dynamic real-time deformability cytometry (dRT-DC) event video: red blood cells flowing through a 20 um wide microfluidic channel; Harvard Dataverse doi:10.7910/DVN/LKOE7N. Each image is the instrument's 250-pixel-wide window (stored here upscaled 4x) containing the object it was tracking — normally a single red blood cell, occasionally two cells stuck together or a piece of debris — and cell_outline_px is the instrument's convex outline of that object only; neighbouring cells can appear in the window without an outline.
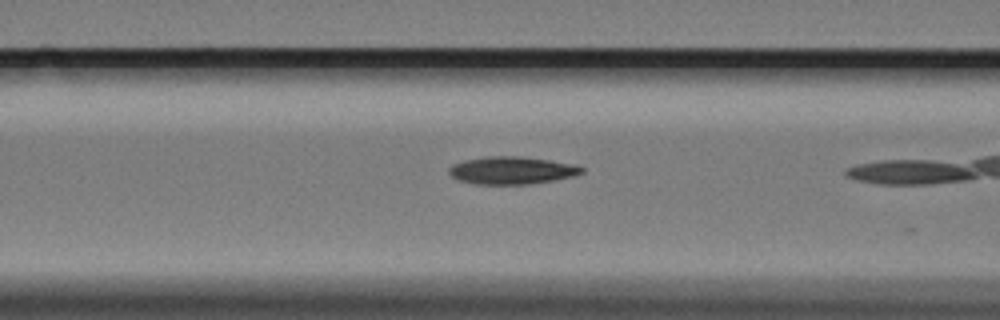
{"species": "Egyptian fruit bat (a non-hibernating species)", "species_latin": "Rousettus aegyptiacus", "temperature_condition": "cold", "stored_images_in_passage": 5, "camera_frame_rate_fps": 3000, "um_per_image_px": 0.085, "animal": {"sex": "female"}, "frame": {"image": 1, "passage_image": 3, "time_ms": 0.667, "image_size_px": [1000, 320], "cell_outline_px": [[584, 172], [572, 176], [552, 180], [528, 184], [472, 184], [456, 180], [448, 172], [448, 168], [452, 164], [464, 160], [484, 156], [520, 156], [548, 160], [572, 164], [584, 168]], "centroid_in_image_um": [43.42, 14.48], "position_along_channel_um": 123.2, "area_um2": 21.33}}